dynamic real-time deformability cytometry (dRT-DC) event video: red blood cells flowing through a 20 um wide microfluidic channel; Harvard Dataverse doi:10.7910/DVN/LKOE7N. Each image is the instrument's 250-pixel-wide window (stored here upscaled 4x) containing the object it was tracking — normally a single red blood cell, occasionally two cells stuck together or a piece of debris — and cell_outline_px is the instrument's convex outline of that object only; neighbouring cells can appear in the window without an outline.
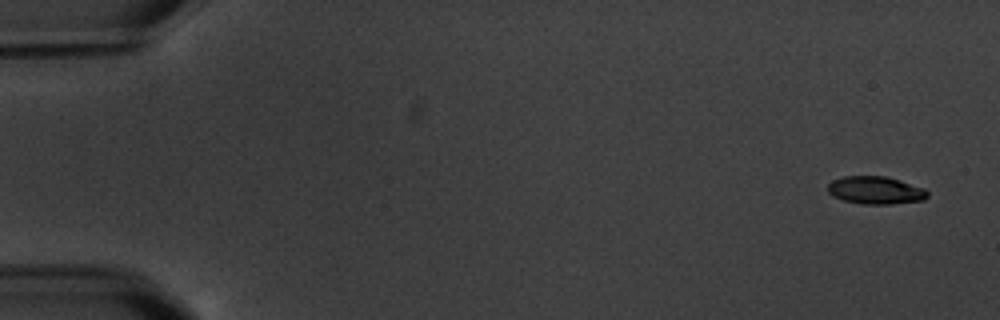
{"species": "common noctule bat (a hibernating species)", "species_latin": "Nyctalus noctula", "temperature_condition": "warm", "stored_images_in_passage": 16, "camera_frame_rate_fps": 3000, "um_per_image_px": 0.085, "animal": {"sex": "male", "body_mass_g": 20.1, "forearm_length_mm": 53.5}, "frame": {"image": 1, "passage_image": 1, "time_ms": 0.0, "image_size_px": [1000, 320], "cell_outline_px": [[928, 196], [924, 200], [892, 204], [864, 204], [844, 200], [832, 196], [828, 192], [828, 184], [832, 180], [844, 176], [888, 176], [924, 188], [928, 192]], "centroid_in_image_um": [74.43, 16.16], "position_along_channel_um": 10.6, "area_um2": 16.18}}
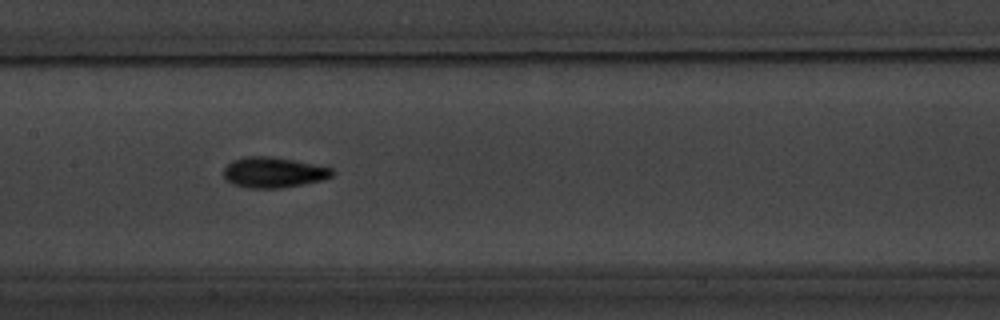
{"frame": {"image": 2, "passage_image": 9, "time_ms": 9.0, "image_size_px": [1000, 320], "cell_outline_px": [[336, 172], [332, 176], [324, 180], [304, 184], [280, 188], [248, 188], [232, 184], [224, 176], [224, 168], [232, 160], [244, 156], [272, 156], [332, 168]], "centroid_in_image_um": [23.25, 14.65], "position_along_channel_um": 184.1, "area_um2": 19.36}}
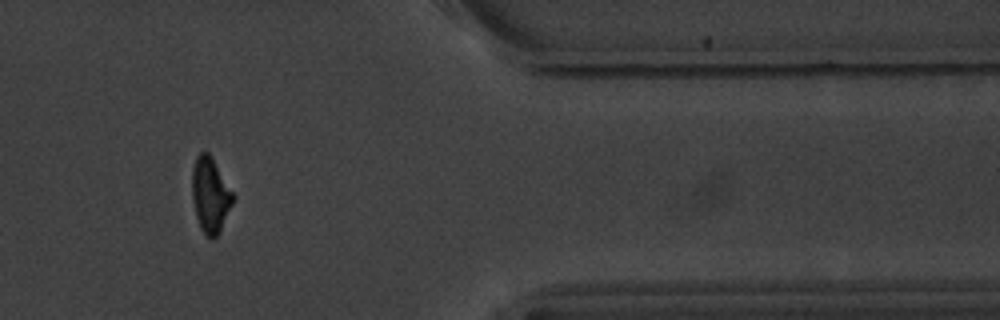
{"frame": {"image": 3, "passage_image": 14, "time_ms": 15.667, "image_size_px": [1000, 320], "cell_outline_px": [[236, 196], [220, 232], [212, 240], [200, 228], [196, 216], [192, 200], [192, 168], [196, 156], [200, 152], [208, 152]], "centroid_in_image_um": [17.88, 16.58], "position_along_channel_um": 393.5, "area_um2": 17.98}, "authors_computed_cell_mechanics": {"area_um2": 17.5134, "velocity_mm_per_s": 3.4666, "shape_relaxation_time_tau1_ms": 1.9397, "shape_relaxation_time_tau2_ms": 1.3641, "deformation_change_tau1": 0.1202, "deformation_change_tau2": 0.053}}